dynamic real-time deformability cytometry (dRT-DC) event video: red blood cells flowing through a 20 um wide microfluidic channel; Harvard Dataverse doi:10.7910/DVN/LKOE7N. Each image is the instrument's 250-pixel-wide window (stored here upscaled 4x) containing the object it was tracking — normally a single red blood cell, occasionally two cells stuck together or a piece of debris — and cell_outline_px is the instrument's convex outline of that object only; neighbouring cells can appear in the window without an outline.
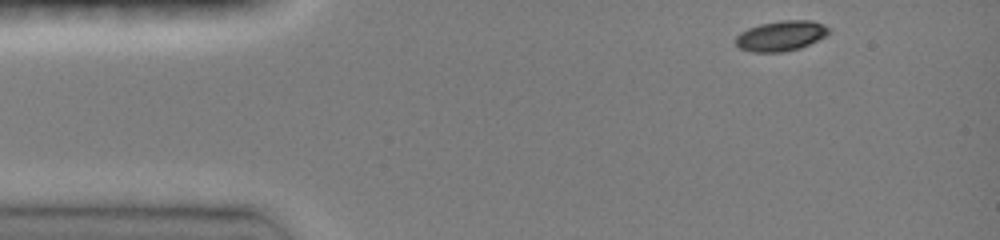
{"species": "common noctule bat (a hibernating species)", "species_latin": "Nyctalus noctula", "temperature_condition": "room temperature", "stored_images_in_passage": 19, "camera_frame_rate_fps": 3000, "um_per_image_px": 0.085, "animal": {"sex": "female", "body_mass_g": 19.0, "forearm_length_mm": 51.5}, "frame": {"image": 1, "passage_image": 1, "time_ms": 0.0, "image_size_px": [1000, 240], "cell_outline_px": [[832, 32], [800, 48], [784, 52], [752, 52], [740, 48], [736, 44], [736, 36], [740, 32], [748, 28], [760, 24], [780, 20], [812, 20], [824, 24], [832, 28]], "centroid_in_image_um": [66.41, 3.03], "position_along_channel_um": 18.6, "area_um2": 16.53}}
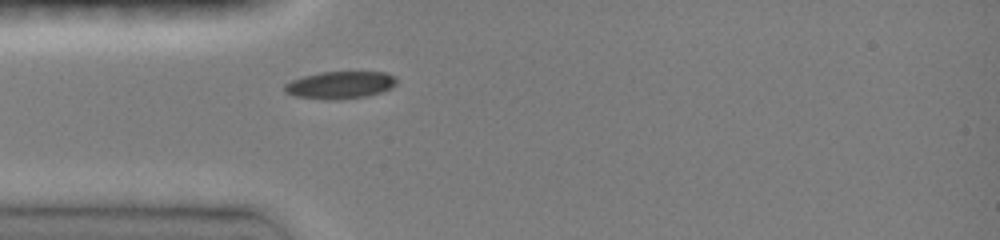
{"frame": {"image": 2, "passage_image": 8, "time_ms": 2.667, "image_size_px": [1000, 240], "cell_outline_px": [[396, 84], [392, 88], [368, 96], [336, 100], [324, 100], [296, 96], [284, 92], [284, 84], [292, 80], [304, 76], [320, 72], [384, 72], [396, 76]], "centroid_in_image_um": [28.91, 7.23], "position_along_channel_um": 56.1, "area_um2": 17.98}}